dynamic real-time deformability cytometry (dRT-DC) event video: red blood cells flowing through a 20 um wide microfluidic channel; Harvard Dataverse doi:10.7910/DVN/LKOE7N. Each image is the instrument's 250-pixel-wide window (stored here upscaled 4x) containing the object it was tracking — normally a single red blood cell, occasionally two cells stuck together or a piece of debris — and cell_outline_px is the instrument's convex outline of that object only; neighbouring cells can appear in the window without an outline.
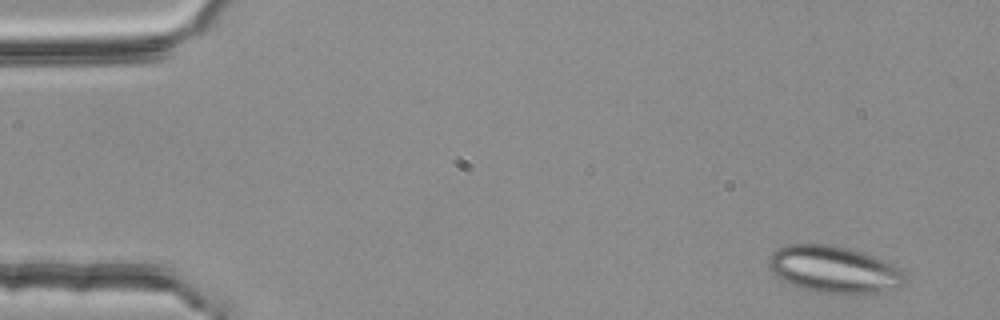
{"species": "common noctule bat (a hibernating species)", "species_latin": "Nyctalus noctula", "temperature_condition": "room temperature", "stored_images_in_passage": 4, "camera_frame_rate_fps": 3000, "um_per_image_px": 0.085, "animal": {"sex": "female", "body_mass_g": 25.1}, "frame": {"image": 1, "passage_image": 1, "time_ms": 0.0, "image_size_px": [1000, 320], "cell_outline_px": [[908, 284], [876, 292], [816, 292], [800, 288], [776, 276], [768, 268], [768, 260], [772, 252], [788, 244], [832, 244], [848, 248], [872, 256], [892, 264], [908, 272]], "centroid_in_image_um": [70.91, 22.88], "position_along_channel_um": 14.1, "area_um2": 36.99}}